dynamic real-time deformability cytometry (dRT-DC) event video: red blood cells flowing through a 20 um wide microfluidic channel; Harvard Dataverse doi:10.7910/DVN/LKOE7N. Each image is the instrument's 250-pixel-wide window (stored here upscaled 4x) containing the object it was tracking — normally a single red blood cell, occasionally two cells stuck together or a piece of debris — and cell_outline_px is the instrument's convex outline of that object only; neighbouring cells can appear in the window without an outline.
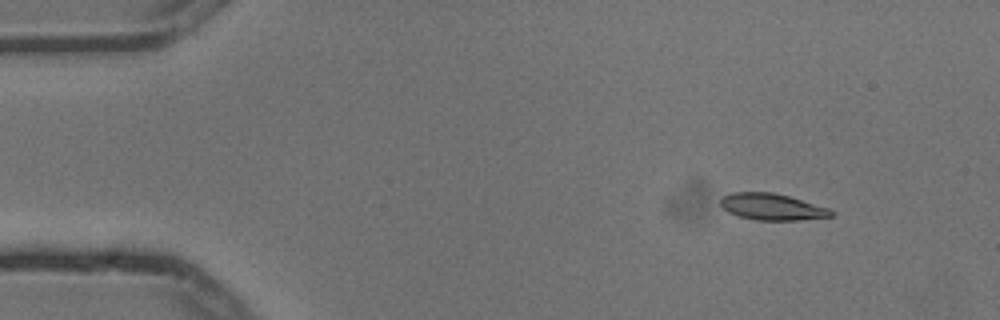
{"species": "common noctule bat (a hibernating species)", "species_latin": "Nyctalus noctula", "temperature_condition": "cold", "stored_images_in_passage": 5, "camera_frame_rate_fps": 3000, "um_per_image_px": 0.085, "animal": {"sex": "male", "body_mass_g": 13.3}, "frame": {"image": 1, "passage_image": 1, "time_ms": 0.0, "image_size_px": [1000, 320], "cell_outline_px": [[836, 216], [800, 220], [756, 220], [740, 216], [728, 212], [720, 204], [720, 200], [724, 196], [732, 192], [772, 192], [788, 196], [828, 208], [836, 212]], "centroid_in_image_um": [65.65, 17.59], "position_along_channel_um": 19.3, "area_um2": 17.05}}
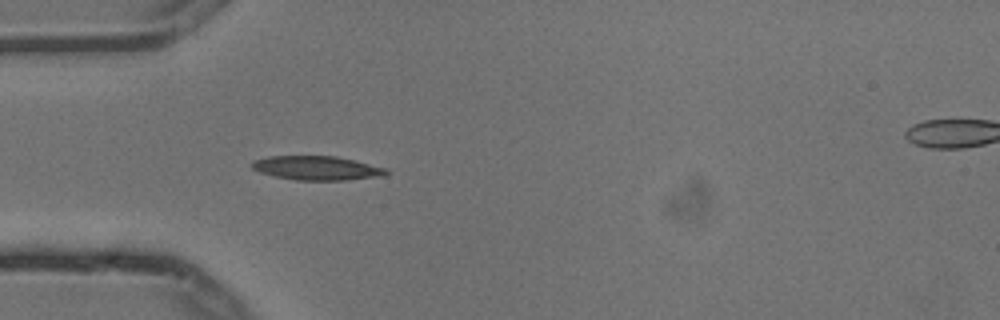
{"frame": {"image": 2, "passage_image": 4, "time_ms": 1.0, "image_size_px": [1000, 320], "cell_outline_px": [[388, 172], [384, 176], [348, 180], [296, 180], [276, 176], [260, 172], [252, 168], [252, 164], [256, 160], [268, 156], [336, 156], [388, 168]], "centroid_in_image_um": [26.99, 14.28], "position_along_channel_um": 58.0, "area_um2": 18.73}}